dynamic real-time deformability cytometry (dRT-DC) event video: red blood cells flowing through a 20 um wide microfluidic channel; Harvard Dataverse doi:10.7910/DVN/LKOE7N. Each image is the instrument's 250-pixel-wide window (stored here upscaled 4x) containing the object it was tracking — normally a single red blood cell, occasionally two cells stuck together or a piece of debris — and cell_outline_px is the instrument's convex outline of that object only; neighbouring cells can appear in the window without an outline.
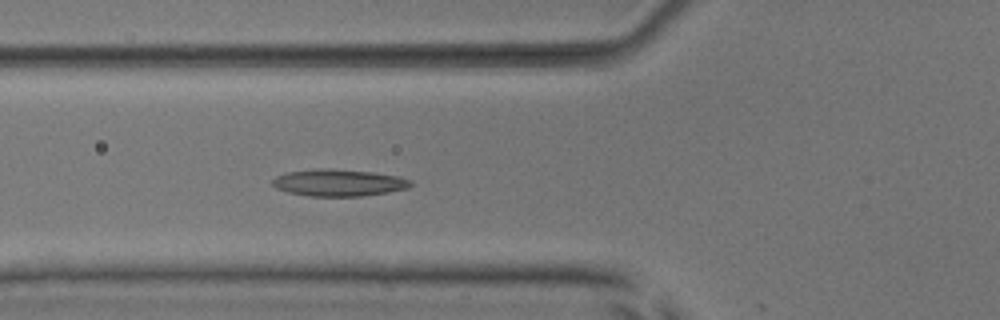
{"species": "common noctule bat (a hibernating species)", "species_latin": "Nyctalus noctula", "temperature_condition": "room temperature", "stored_images_in_passage": 21, "camera_frame_rate_fps": 3000, "um_per_image_px": 0.085, "animal": {"sex": "male", "body_mass_g": 17.9, "forearm_length_mm": 54.2}, "frame": {"image": 1, "passage_image": 20, "time_ms": 6.333, "image_size_px": [1000, 320], "cell_outline_px": [[412, 184], [408, 188], [388, 192], [360, 196], [308, 196], [288, 192], [276, 188], [272, 184], [272, 180], [276, 176], [288, 172], [320, 168], [324, 168], [372, 172], [400, 176], [412, 180]], "centroid_in_image_um": [28.8, 15.53], "position_along_channel_um": 97.0, "area_um2": 21.62}}